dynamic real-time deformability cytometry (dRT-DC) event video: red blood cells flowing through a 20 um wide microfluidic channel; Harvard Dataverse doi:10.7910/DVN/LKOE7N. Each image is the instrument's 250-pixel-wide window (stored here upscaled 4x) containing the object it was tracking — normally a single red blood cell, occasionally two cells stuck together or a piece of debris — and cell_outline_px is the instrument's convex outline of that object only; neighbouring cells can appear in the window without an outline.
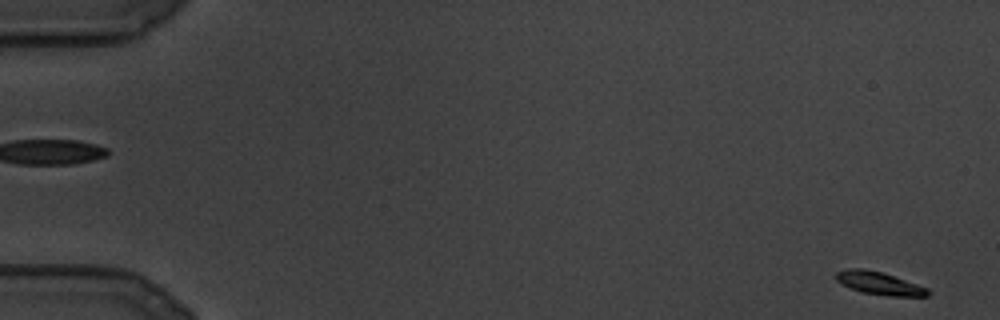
{"species": "common noctule bat (a hibernating species)", "species_latin": "Nyctalus noctula", "temperature_condition": "cold", "stored_images_in_passage": 108, "camera_frame_rate_fps": 3000, "um_per_image_px": 0.085, "animal": {"sex": "male", "body_mass_g": 19.5, "forearm_length_mm": 54.6}, "frame": {"image": 1, "passage_image": 1, "time_ms": 0.0, "image_size_px": [1000, 320], "cell_outline_px": [[932, 292], [928, 296], [888, 296], [860, 292], [840, 284], [836, 280], [836, 272], [848, 268], [864, 268], [884, 272], [928, 288]], "centroid_in_image_um": [74.74, 24.07], "position_along_channel_um": 10.3, "area_um2": 12.48}}
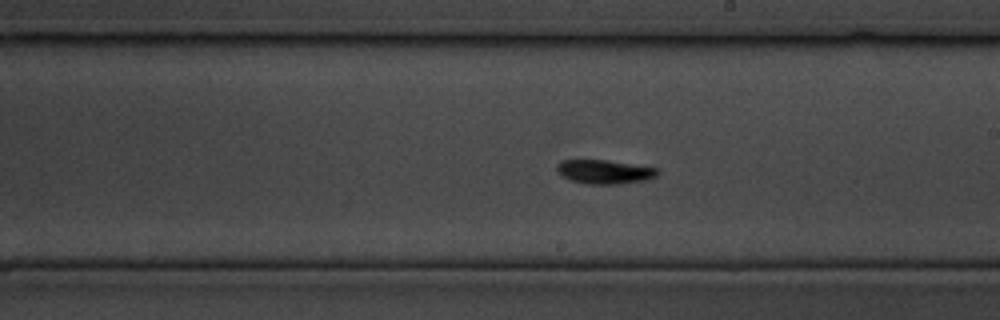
{"frame": {"image": 2, "passage_image": 62, "time_ms": 20.333, "image_size_px": [1000, 320], "cell_outline_px": [[660, 172], [656, 176], [648, 180], [616, 184], [588, 184], [568, 180], [560, 176], [556, 172], [556, 164], [560, 160], [604, 160], [660, 168]], "centroid_in_image_um": [51.35, 14.61], "position_along_channel_um": 237.6, "area_um2": 14.33}}
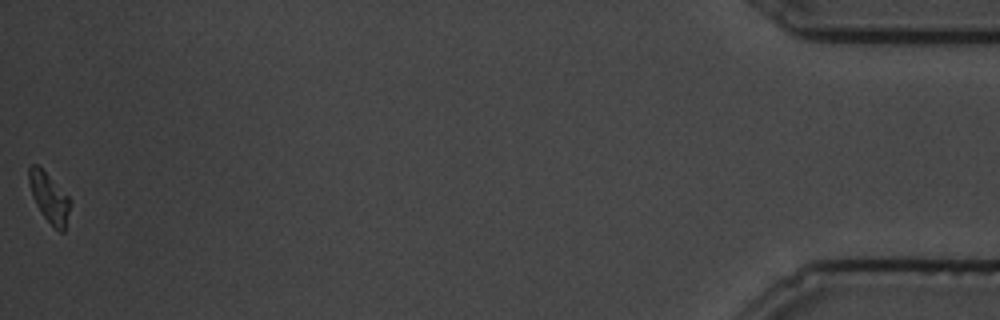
{"frame": {"image": 3, "passage_image": 108, "time_ms": 35.667, "image_size_px": [1000, 320], "cell_outline_px": [[72, 200], [64, 232], [60, 232], [44, 216], [36, 204], [32, 196], [28, 180], [28, 168], [32, 164], [36, 164]], "centroid_in_image_um": [4.18, 16.8], "position_along_channel_um": 431.0, "area_um2": 11.56}}